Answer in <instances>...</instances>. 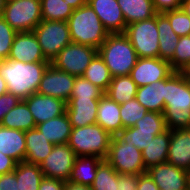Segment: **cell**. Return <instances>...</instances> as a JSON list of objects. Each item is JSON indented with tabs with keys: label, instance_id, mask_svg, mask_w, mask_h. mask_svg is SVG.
<instances>
[{
	"label": "cell",
	"instance_id": "cell-1",
	"mask_svg": "<svg viewBox=\"0 0 190 190\" xmlns=\"http://www.w3.org/2000/svg\"><path fill=\"white\" fill-rule=\"evenodd\" d=\"M163 115L167 129L190 128V85L182 72L165 79Z\"/></svg>",
	"mask_w": 190,
	"mask_h": 190
},
{
	"label": "cell",
	"instance_id": "cell-2",
	"mask_svg": "<svg viewBox=\"0 0 190 190\" xmlns=\"http://www.w3.org/2000/svg\"><path fill=\"white\" fill-rule=\"evenodd\" d=\"M51 62H21L3 59L0 64V74L6 81L9 93L24 100L36 93L40 81Z\"/></svg>",
	"mask_w": 190,
	"mask_h": 190
},
{
	"label": "cell",
	"instance_id": "cell-3",
	"mask_svg": "<svg viewBox=\"0 0 190 190\" xmlns=\"http://www.w3.org/2000/svg\"><path fill=\"white\" fill-rule=\"evenodd\" d=\"M67 23L72 43L98 49L109 35L97 14L88 4L74 9Z\"/></svg>",
	"mask_w": 190,
	"mask_h": 190
},
{
	"label": "cell",
	"instance_id": "cell-4",
	"mask_svg": "<svg viewBox=\"0 0 190 190\" xmlns=\"http://www.w3.org/2000/svg\"><path fill=\"white\" fill-rule=\"evenodd\" d=\"M112 77L130 75L138 56L132 43L124 33L109 34L98 48Z\"/></svg>",
	"mask_w": 190,
	"mask_h": 190
},
{
	"label": "cell",
	"instance_id": "cell-5",
	"mask_svg": "<svg viewBox=\"0 0 190 190\" xmlns=\"http://www.w3.org/2000/svg\"><path fill=\"white\" fill-rule=\"evenodd\" d=\"M112 136L99 124L72 128L69 147L79 156H96L105 160L108 156Z\"/></svg>",
	"mask_w": 190,
	"mask_h": 190
},
{
	"label": "cell",
	"instance_id": "cell-6",
	"mask_svg": "<svg viewBox=\"0 0 190 190\" xmlns=\"http://www.w3.org/2000/svg\"><path fill=\"white\" fill-rule=\"evenodd\" d=\"M124 34L132 43L138 58L159 57L157 14L147 20L128 24Z\"/></svg>",
	"mask_w": 190,
	"mask_h": 190
},
{
	"label": "cell",
	"instance_id": "cell-7",
	"mask_svg": "<svg viewBox=\"0 0 190 190\" xmlns=\"http://www.w3.org/2000/svg\"><path fill=\"white\" fill-rule=\"evenodd\" d=\"M2 18L17 32H31L42 21L40 0H7Z\"/></svg>",
	"mask_w": 190,
	"mask_h": 190
},
{
	"label": "cell",
	"instance_id": "cell-8",
	"mask_svg": "<svg viewBox=\"0 0 190 190\" xmlns=\"http://www.w3.org/2000/svg\"><path fill=\"white\" fill-rule=\"evenodd\" d=\"M45 58L51 62L58 53L72 43L68 23L42 20L33 30Z\"/></svg>",
	"mask_w": 190,
	"mask_h": 190
},
{
	"label": "cell",
	"instance_id": "cell-9",
	"mask_svg": "<svg viewBox=\"0 0 190 190\" xmlns=\"http://www.w3.org/2000/svg\"><path fill=\"white\" fill-rule=\"evenodd\" d=\"M119 174H143L146 172L142 153L133 144H127L117 135L112 136L108 156L105 159Z\"/></svg>",
	"mask_w": 190,
	"mask_h": 190
},
{
	"label": "cell",
	"instance_id": "cell-10",
	"mask_svg": "<svg viewBox=\"0 0 190 190\" xmlns=\"http://www.w3.org/2000/svg\"><path fill=\"white\" fill-rule=\"evenodd\" d=\"M97 54V48L70 43L58 53L51 64L58 70L74 76H82Z\"/></svg>",
	"mask_w": 190,
	"mask_h": 190
},
{
	"label": "cell",
	"instance_id": "cell-11",
	"mask_svg": "<svg viewBox=\"0 0 190 190\" xmlns=\"http://www.w3.org/2000/svg\"><path fill=\"white\" fill-rule=\"evenodd\" d=\"M76 157L68 144L54 145L50 154L39 166L45 177L68 182Z\"/></svg>",
	"mask_w": 190,
	"mask_h": 190
},
{
	"label": "cell",
	"instance_id": "cell-12",
	"mask_svg": "<svg viewBox=\"0 0 190 190\" xmlns=\"http://www.w3.org/2000/svg\"><path fill=\"white\" fill-rule=\"evenodd\" d=\"M76 76L56 69L50 64L38 87L37 93L61 99L66 103L70 99Z\"/></svg>",
	"mask_w": 190,
	"mask_h": 190
},
{
	"label": "cell",
	"instance_id": "cell-13",
	"mask_svg": "<svg viewBox=\"0 0 190 190\" xmlns=\"http://www.w3.org/2000/svg\"><path fill=\"white\" fill-rule=\"evenodd\" d=\"M174 70L168 61L161 58H138L130 76L137 87L168 78Z\"/></svg>",
	"mask_w": 190,
	"mask_h": 190
},
{
	"label": "cell",
	"instance_id": "cell-14",
	"mask_svg": "<svg viewBox=\"0 0 190 190\" xmlns=\"http://www.w3.org/2000/svg\"><path fill=\"white\" fill-rule=\"evenodd\" d=\"M36 125L58 117L66 112V102L52 96L33 93L24 99Z\"/></svg>",
	"mask_w": 190,
	"mask_h": 190
},
{
	"label": "cell",
	"instance_id": "cell-15",
	"mask_svg": "<svg viewBox=\"0 0 190 190\" xmlns=\"http://www.w3.org/2000/svg\"><path fill=\"white\" fill-rule=\"evenodd\" d=\"M160 190H187L188 171L168 162L146 170Z\"/></svg>",
	"mask_w": 190,
	"mask_h": 190
},
{
	"label": "cell",
	"instance_id": "cell-16",
	"mask_svg": "<svg viewBox=\"0 0 190 190\" xmlns=\"http://www.w3.org/2000/svg\"><path fill=\"white\" fill-rule=\"evenodd\" d=\"M8 58L26 63L49 62L33 31L17 32Z\"/></svg>",
	"mask_w": 190,
	"mask_h": 190
},
{
	"label": "cell",
	"instance_id": "cell-17",
	"mask_svg": "<svg viewBox=\"0 0 190 190\" xmlns=\"http://www.w3.org/2000/svg\"><path fill=\"white\" fill-rule=\"evenodd\" d=\"M109 34L124 33L126 22L117 0H88Z\"/></svg>",
	"mask_w": 190,
	"mask_h": 190
},
{
	"label": "cell",
	"instance_id": "cell-18",
	"mask_svg": "<svg viewBox=\"0 0 190 190\" xmlns=\"http://www.w3.org/2000/svg\"><path fill=\"white\" fill-rule=\"evenodd\" d=\"M100 98L69 99L66 114L72 128L84 127L96 123Z\"/></svg>",
	"mask_w": 190,
	"mask_h": 190
},
{
	"label": "cell",
	"instance_id": "cell-19",
	"mask_svg": "<svg viewBox=\"0 0 190 190\" xmlns=\"http://www.w3.org/2000/svg\"><path fill=\"white\" fill-rule=\"evenodd\" d=\"M167 162L186 171L190 170V128L171 130Z\"/></svg>",
	"mask_w": 190,
	"mask_h": 190
},
{
	"label": "cell",
	"instance_id": "cell-20",
	"mask_svg": "<svg viewBox=\"0 0 190 190\" xmlns=\"http://www.w3.org/2000/svg\"><path fill=\"white\" fill-rule=\"evenodd\" d=\"M97 110L96 124H99L111 136L117 135L122 130L120 104L104 94L99 100Z\"/></svg>",
	"mask_w": 190,
	"mask_h": 190
},
{
	"label": "cell",
	"instance_id": "cell-21",
	"mask_svg": "<svg viewBox=\"0 0 190 190\" xmlns=\"http://www.w3.org/2000/svg\"><path fill=\"white\" fill-rule=\"evenodd\" d=\"M0 152L11 157L17 163L25 161V131L9 129L0 125Z\"/></svg>",
	"mask_w": 190,
	"mask_h": 190
},
{
	"label": "cell",
	"instance_id": "cell-22",
	"mask_svg": "<svg viewBox=\"0 0 190 190\" xmlns=\"http://www.w3.org/2000/svg\"><path fill=\"white\" fill-rule=\"evenodd\" d=\"M25 141V161L36 165H40L54 147L37 128L25 131Z\"/></svg>",
	"mask_w": 190,
	"mask_h": 190
},
{
	"label": "cell",
	"instance_id": "cell-23",
	"mask_svg": "<svg viewBox=\"0 0 190 190\" xmlns=\"http://www.w3.org/2000/svg\"><path fill=\"white\" fill-rule=\"evenodd\" d=\"M36 128L53 145L68 144L72 126L66 112L58 117L36 125Z\"/></svg>",
	"mask_w": 190,
	"mask_h": 190
},
{
	"label": "cell",
	"instance_id": "cell-24",
	"mask_svg": "<svg viewBox=\"0 0 190 190\" xmlns=\"http://www.w3.org/2000/svg\"><path fill=\"white\" fill-rule=\"evenodd\" d=\"M171 141V130L154 136L150 144L141 151L145 169L167 162L168 148Z\"/></svg>",
	"mask_w": 190,
	"mask_h": 190
},
{
	"label": "cell",
	"instance_id": "cell-25",
	"mask_svg": "<svg viewBox=\"0 0 190 190\" xmlns=\"http://www.w3.org/2000/svg\"><path fill=\"white\" fill-rule=\"evenodd\" d=\"M165 97V79L137 88L135 98L148 111L163 113Z\"/></svg>",
	"mask_w": 190,
	"mask_h": 190
},
{
	"label": "cell",
	"instance_id": "cell-26",
	"mask_svg": "<svg viewBox=\"0 0 190 190\" xmlns=\"http://www.w3.org/2000/svg\"><path fill=\"white\" fill-rule=\"evenodd\" d=\"M101 161L102 159L96 156L76 157L69 182L90 187L96 177L97 168Z\"/></svg>",
	"mask_w": 190,
	"mask_h": 190
},
{
	"label": "cell",
	"instance_id": "cell-27",
	"mask_svg": "<svg viewBox=\"0 0 190 190\" xmlns=\"http://www.w3.org/2000/svg\"><path fill=\"white\" fill-rule=\"evenodd\" d=\"M157 29L159 33V58L169 62L175 53L179 36L171 28L168 18L163 13H157Z\"/></svg>",
	"mask_w": 190,
	"mask_h": 190
},
{
	"label": "cell",
	"instance_id": "cell-28",
	"mask_svg": "<svg viewBox=\"0 0 190 190\" xmlns=\"http://www.w3.org/2000/svg\"><path fill=\"white\" fill-rule=\"evenodd\" d=\"M126 25L147 20L157 14L152 0H117Z\"/></svg>",
	"mask_w": 190,
	"mask_h": 190
},
{
	"label": "cell",
	"instance_id": "cell-29",
	"mask_svg": "<svg viewBox=\"0 0 190 190\" xmlns=\"http://www.w3.org/2000/svg\"><path fill=\"white\" fill-rule=\"evenodd\" d=\"M0 125L9 129L22 131L36 128L33 115L24 100H20L14 108L5 114Z\"/></svg>",
	"mask_w": 190,
	"mask_h": 190
},
{
	"label": "cell",
	"instance_id": "cell-30",
	"mask_svg": "<svg viewBox=\"0 0 190 190\" xmlns=\"http://www.w3.org/2000/svg\"><path fill=\"white\" fill-rule=\"evenodd\" d=\"M137 85L130 75L112 77L106 94L111 100L118 104L126 103L135 98Z\"/></svg>",
	"mask_w": 190,
	"mask_h": 190
},
{
	"label": "cell",
	"instance_id": "cell-31",
	"mask_svg": "<svg viewBox=\"0 0 190 190\" xmlns=\"http://www.w3.org/2000/svg\"><path fill=\"white\" fill-rule=\"evenodd\" d=\"M19 190H38L44 175L39 165L21 161L17 163L15 170Z\"/></svg>",
	"mask_w": 190,
	"mask_h": 190
},
{
	"label": "cell",
	"instance_id": "cell-32",
	"mask_svg": "<svg viewBox=\"0 0 190 190\" xmlns=\"http://www.w3.org/2000/svg\"><path fill=\"white\" fill-rule=\"evenodd\" d=\"M82 76L104 93L107 91L112 80L110 71L99 54L93 58Z\"/></svg>",
	"mask_w": 190,
	"mask_h": 190
},
{
	"label": "cell",
	"instance_id": "cell-33",
	"mask_svg": "<svg viewBox=\"0 0 190 190\" xmlns=\"http://www.w3.org/2000/svg\"><path fill=\"white\" fill-rule=\"evenodd\" d=\"M42 20L65 21L73 13V8L64 0H40Z\"/></svg>",
	"mask_w": 190,
	"mask_h": 190
},
{
	"label": "cell",
	"instance_id": "cell-34",
	"mask_svg": "<svg viewBox=\"0 0 190 190\" xmlns=\"http://www.w3.org/2000/svg\"><path fill=\"white\" fill-rule=\"evenodd\" d=\"M90 187L91 190H118V172L106 160H102Z\"/></svg>",
	"mask_w": 190,
	"mask_h": 190
},
{
	"label": "cell",
	"instance_id": "cell-35",
	"mask_svg": "<svg viewBox=\"0 0 190 190\" xmlns=\"http://www.w3.org/2000/svg\"><path fill=\"white\" fill-rule=\"evenodd\" d=\"M164 131H146L140 130L134 126L122 129L117 136L125 141L127 144H133L137 149L142 151L145 149L150 142L153 140L154 136L162 133Z\"/></svg>",
	"mask_w": 190,
	"mask_h": 190
},
{
	"label": "cell",
	"instance_id": "cell-36",
	"mask_svg": "<svg viewBox=\"0 0 190 190\" xmlns=\"http://www.w3.org/2000/svg\"><path fill=\"white\" fill-rule=\"evenodd\" d=\"M148 110L141 105L136 98L120 104V118L122 129L132 127L136 122L144 117Z\"/></svg>",
	"mask_w": 190,
	"mask_h": 190
},
{
	"label": "cell",
	"instance_id": "cell-37",
	"mask_svg": "<svg viewBox=\"0 0 190 190\" xmlns=\"http://www.w3.org/2000/svg\"><path fill=\"white\" fill-rule=\"evenodd\" d=\"M174 71L182 72L190 63V35L180 36L173 58L169 61Z\"/></svg>",
	"mask_w": 190,
	"mask_h": 190
},
{
	"label": "cell",
	"instance_id": "cell-38",
	"mask_svg": "<svg viewBox=\"0 0 190 190\" xmlns=\"http://www.w3.org/2000/svg\"><path fill=\"white\" fill-rule=\"evenodd\" d=\"M104 92L83 76H76L70 99L101 98Z\"/></svg>",
	"mask_w": 190,
	"mask_h": 190
},
{
	"label": "cell",
	"instance_id": "cell-39",
	"mask_svg": "<svg viewBox=\"0 0 190 190\" xmlns=\"http://www.w3.org/2000/svg\"><path fill=\"white\" fill-rule=\"evenodd\" d=\"M163 14L168 18L171 28L179 37L190 35V17L181 8Z\"/></svg>",
	"mask_w": 190,
	"mask_h": 190
},
{
	"label": "cell",
	"instance_id": "cell-40",
	"mask_svg": "<svg viewBox=\"0 0 190 190\" xmlns=\"http://www.w3.org/2000/svg\"><path fill=\"white\" fill-rule=\"evenodd\" d=\"M134 127L146 131H166L167 126L163 113L148 111L139 119Z\"/></svg>",
	"mask_w": 190,
	"mask_h": 190
},
{
	"label": "cell",
	"instance_id": "cell-41",
	"mask_svg": "<svg viewBox=\"0 0 190 190\" xmlns=\"http://www.w3.org/2000/svg\"><path fill=\"white\" fill-rule=\"evenodd\" d=\"M17 31L0 16V58L7 59Z\"/></svg>",
	"mask_w": 190,
	"mask_h": 190
},
{
	"label": "cell",
	"instance_id": "cell-42",
	"mask_svg": "<svg viewBox=\"0 0 190 190\" xmlns=\"http://www.w3.org/2000/svg\"><path fill=\"white\" fill-rule=\"evenodd\" d=\"M20 99L12 93L6 92L0 96V123L3 120L5 114H7L12 108H14Z\"/></svg>",
	"mask_w": 190,
	"mask_h": 190
},
{
	"label": "cell",
	"instance_id": "cell-43",
	"mask_svg": "<svg viewBox=\"0 0 190 190\" xmlns=\"http://www.w3.org/2000/svg\"><path fill=\"white\" fill-rule=\"evenodd\" d=\"M138 176L118 173V190H137Z\"/></svg>",
	"mask_w": 190,
	"mask_h": 190
},
{
	"label": "cell",
	"instance_id": "cell-44",
	"mask_svg": "<svg viewBox=\"0 0 190 190\" xmlns=\"http://www.w3.org/2000/svg\"><path fill=\"white\" fill-rule=\"evenodd\" d=\"M157 13H164L181 8V0H152Z\"/></svg>",
	"mask_w": 190,
	"mask_h": 190
},
{
	"label": "cell",
	"instance_id": "cell-45",
	"mask_svg": "<svg viewBox=\"0 0 190 190\" xmlns=\"http://www.w3.org/2000/svg\"><path fill=\"white\" fill-rule=\"evenodd\" d=\"M0 190H19V182L14 172L0 175Z\"/></svg>",
	"mask_w": 190,
	"mask_h": 190
},
{
	"label": "cell",
	"instance_id": "cell-46",
	"mask_svg": "<svg viewBox=\"0 0 190 190\" xmlns=\"http://www.w3.org/2000/svg\"><path fill=\"white\" fill-rule=\"evenodd\" d=\"M38 190H65V181L44 176Z\"/></svg>",
	"mask_w": 190,
	"mask_h": 190
},
{
	"label": "cell",
	"instance_id": "cell-47",
	"mask_svg": "<svg viewBox=\"0 0 190 190\" xmlns=\"http://www.w3.org/2000/svg\"><path fill=\"white\" fill-rule=\"evenodd\" d=\"M137 190H160L147 172L139 174Z\"/></svg>",
	"mask_w": 190,
	"mask_h": 190
},
{
	"label": "cell",
	"instance_id": "cell-48",
	"mask_svg": "<svg viewBox=\"0 0 190 190\" xmlns=\"http://www.w3.org/2000/svg\"><path fill=\"white\" fill-rule=\"evenodd\" d=\"M17 162L11 157L0 152V175L13 172Z\"/></svg>",
	"mask_w": 190,
	"mask_h": 190
},
{
	"label": "cell",
	"instance_id": "cell-49",
	"mask_svg": "<svg viewBox=\"0 0 190 190\" xmlns=\"http://www.w3.org/2000/svg\"><path fill=\"white\" fill-rule=\"evenodd\" d=\"M65 190H91V187L65 182Z\"/></svg>",
	"mask_w": 190,
	"mask_h": 190
},
{
	"label": "cell",
	"instance_id": "cell-50",
	"mask_svg": "<svg viewBox=\"0 0 190 190\" xmlns=\"http://www.w3.org/2000/svg\"><path fill=\"white\" fill-rule=\"evenodd\" d=\"M64 1H67V3H69V5L73 9L80 8L84 5H87V3H88V0H64Z\"/></svg>",
	"mask_w": 190,
	"mask_h": 190
},
{
	"label": "cell",
	"instance_id": "cell-51",
	"mask_svg": "<svg viewBox=\"0 0 190 190\" xmlns=\"http://www.w3.org/2000/svg\"><path fill=\"white\" fill-rule=\"evenodd\" d=\"M6 92H8L6 81L4 80L2 75L0 74V96L4 95Z\"/></svg>",
	"mask_w": 190,
	"mask_h": 190
},
{
	"label": "cell",
	"instance_id": "cell-52",
	"mask_svg": "<svg viewBox=\"0 0 190 190\" xmlns=\"http://www.w3.org/2000/svg\"><path fill=\"white\" fill-rule=\"evenodd\" d=\"M181 9L190 17V1L181 2Z\"/></svg>",
	"mask_w": 190,
	"mask_h": 190
},
{
	"label": "cell",
	"instance_id": "cell-53",
	"mask_svg": "<svg viewBox=\"0 0 190 190\" xmlns=\"http://www.w3.org/2000/svg\"><path fill=\"white\" fill-rule=\"evenodd\" d=\"M7 0H0V16H2Z\"/></svg>",
	"mask_w": 190,
	"mask_h": 190
},
{
	"label": "cell",
	"instance_id": "cell-54",
	"mask_svg": "<svg viewBox=\"0 0 190 190\" xmlns=\"http://www.w3.org/2000/svg\"><path fill=\"white\" fill-rule=\"evenodd\" d=\"M182 73H190V63L187 65V67L182 71Z\"/></svg>",
	"mask_w": 190,
	"mask_h": 190
},
{
	"label": "cell",
	"instance_id": "cell-55",
	"mask_svg": "<svg viewBox=\"0 0 190 190\" xmlns=\"http://www.w3.org/2000/svg\"><path fill=\"white\" fill-rule=\"evenodd\" d=\"M187 190H190V170L188 171Z\"/></svg>",
	"mask_w": 190,
	"mask_h": 190
},
{
	"label": "cell",
	"instance_id": "cell-56",
	"mask_svg": "<svg viewBox=\"0 0 190 190\" xmlns=\"http://www.w3.org/2000/svg\"><path fill=\"white\" fill-rule=\"evenodd\" d=\"M183 74L190 85V73H183Z\"/></svg>",
	"mask_w": 190,
	"mask_h": 190
}]
</instances>
